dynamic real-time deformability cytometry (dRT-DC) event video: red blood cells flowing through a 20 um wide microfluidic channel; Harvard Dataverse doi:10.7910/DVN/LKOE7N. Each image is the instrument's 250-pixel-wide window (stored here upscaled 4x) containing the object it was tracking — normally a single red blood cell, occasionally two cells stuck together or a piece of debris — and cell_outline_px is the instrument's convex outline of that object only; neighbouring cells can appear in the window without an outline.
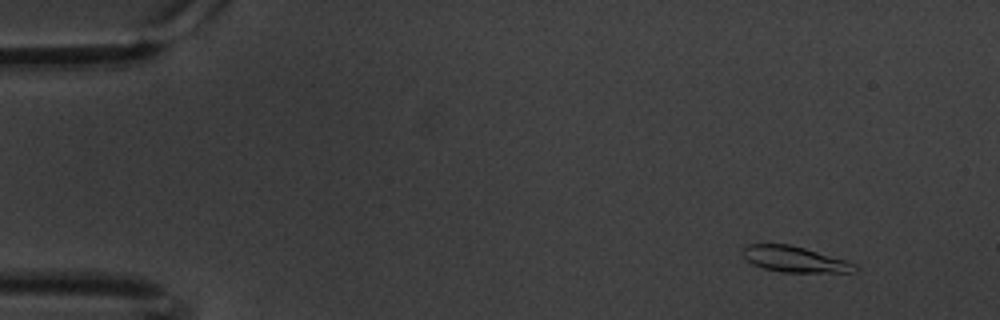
{"species": "common noctule bat (a hibernating species)", "species_latin": "Nyctalus noctula", "temperature_condition": "warm", "stored_images_in_passage": 61, "segment_of_instrument_passage": [1, 2], "camera_frame_rate_fps": 3000, "um_per_image_px": 0.085, "animal": {"sex": "male", "body_mass_g": 20.1, "forearm_length_mm": 53.5}, "frame": {"image": 1, "passage_image": 5, "time_ms": 1.333, "image_size_px": [1000, 320], "cell_outline_px": [[860, 268], [856, 272], [784, 272], [764, 268], [752, 264], [740, 252], [740, 248], [748, 244], [788, 244], [804, 248], [844, 260], [856, 264]], "centroid_in_image_um": [67.52, 22.03], "position_along_channel_um": 17.5, "area_um2": 16.76}}
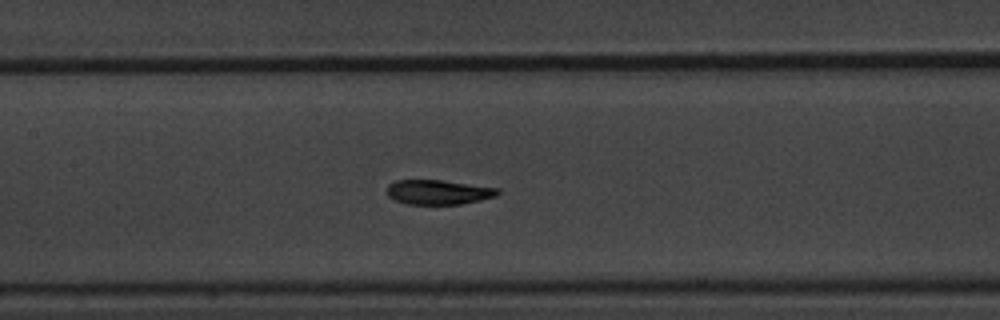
{"frame": {"image": 2, "passage_image": 28, "time_ms": 9.0, "image_size_px": [1000, 320], "cell_outline_px": [[500, 192], [496, 196], [480, 200], [460, 204], [408, 204], [396, 200], [388, 196], [388, 184], [396, 180], [444, 180], [500, 188]], "centroid_in_image_um": [37.29, 16.32], "position_along_channel_um": 170.1, "area_um2": 15.9}}
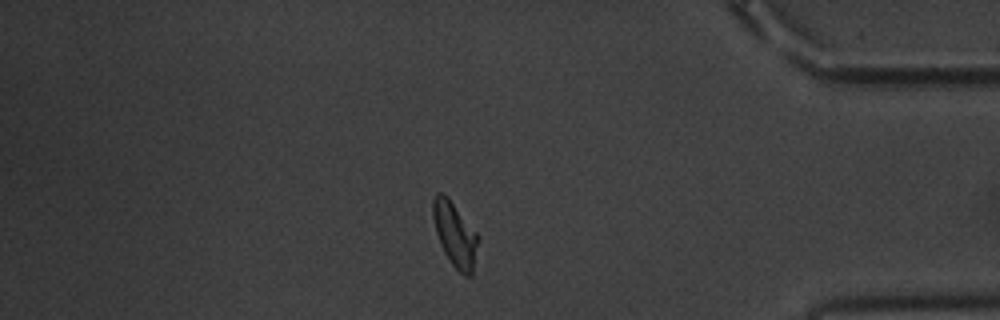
{"frame": {"image": 3, "passage_image": 51, "time_ms": 16.667, "image_size_px": [1000, 320], "cell_outline_px": [[480, 240], [472, 276], [464, 276], [452, 264], [444, 252], [440, 244], [436, 232], [432, 216], [432, 200], [436, 192], [440, 192], [452, 204], [480, 236]], "centroid_in_image_um": [38.69, 19.98], "position_along_channel_um": 396.5, "area_um2": 16.82}}